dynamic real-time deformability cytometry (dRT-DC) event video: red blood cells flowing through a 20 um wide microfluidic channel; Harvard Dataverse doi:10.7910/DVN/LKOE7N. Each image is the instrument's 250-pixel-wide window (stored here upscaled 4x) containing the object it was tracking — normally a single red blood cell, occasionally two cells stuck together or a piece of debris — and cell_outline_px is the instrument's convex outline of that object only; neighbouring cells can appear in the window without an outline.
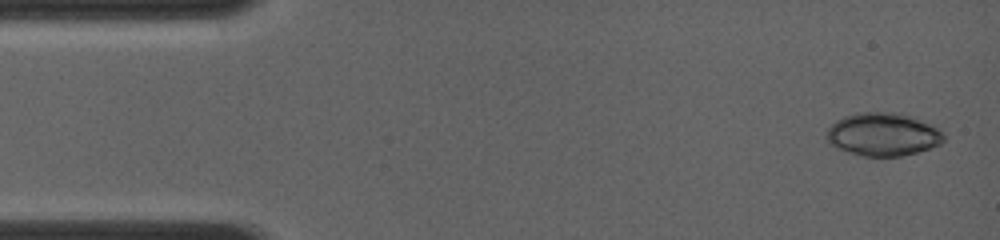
{"species": "common noctule bat (a hibernating species)", "species_latin": "Nyctalus noctula", "temperature_condition": "room temperature", "stored_images_in_passage": 9, "camera_frame_rate_fps": 4000, "um_per_image_px": 0.085, "animal": {"sex": "female", "body_mass_g": 19.0, "forearm_length_mm": 56.7}, "frame": {"image": 1, "passage_image": 1, "time_ms": 0.0, "image_size_px": [1000, 240], "cell_outline_px": [[944, 140], [940, 144], [916, 152], [900, 156], [864, 156], [848, 152], [828, 144], [824, 136], [828, 128], [836, 120], [844, 116], [860, 112], [900, 112], [916, 116], [932, 124], [944, 132]], "centroid_in_image_um": [75.05, 11.4], "position_along_channel_um": 9.9, "area_um2": 29.88}}